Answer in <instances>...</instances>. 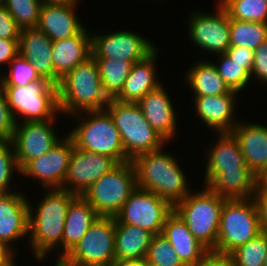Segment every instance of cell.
Wrapping results in <instances>:
<instances>
[{
    "label": "cell",
    "instance_id": "cell-19",
    "mask_svg": "<svg viewBox=\"0 0 267 266\" xmlns=\"http://www.w3.org/2000/svg\"><path fill=\"white\" fill-rule=\"evenodd\" d=\"M216 144L207 150L204 186H208L221 172L252 171L246 164L239 144L231 133H217Z\"/></svg>",
    "mask_w": 267,
    "mask_h": 266
},
{
    "label": "cell",
    "instance_id": "cell-17",
    "mask_svg": "<svg viewBox=\"0 0 267 266\" xmlns=\"http://www.w3.org/2000/svg\"><path fill=\"white\" fill-rule=\"evenodd\" d=\"M137 105L148 123L168 144L177 137L178 114L164 84L143 96Z\"/></svg>",
    "mask_w": 267,
    "mask_h": 266
},
{
    "label": "cell",
    "instance_id": "cell-11",
    "mask_svg": "<svg viewBox=\"0 0 267 266\" xmlns=\"http://www.w3.org/2000/svg\"><path fill=\"white\" fill-rule=\"evenodd\" d=\"M173 207L155 193L136 188L115 215V223L140 227L156 235L162 233L167 216Z\"/></svg>",
    "mask_w": 267,
    "mask_h": 266
},
{
    "label": "cell",
    "instance_id": "cell-9",
    "mask_svg": "<svg viewBox=\"0 0 267 266\" xmlns=\"http://www.w3.org/2000/svg\"><path fill=\"white\" fill-rule=\"evenodd\" d=\"M137 188L132 161L119 163L104 174L82 195L99 216L115 217L130 194Z\"/></svg>",
    "mask_w": 267,
    "mask_h": 266
},
{
    "label": "cell",
    "instance_id": "cell-34",
    "mask_svg": "<svg viewBox=\"0 0 267 266\" xmlns=\"http://www.w3.org/2000/svg\"><path fill=\"white\" fill-rule=\"evenodd\" d=\"M230 19L267 23V0H218Z\"/></svg>",
    "mask_w": 267,
    "mask_h": 266
},
{
    "label": "cell",
    "instance_id": "cell-14",
    "mask_svg": "<svg viewBox=\"0 0 267 266\" xmlns=\"http://www.w3.org/2000/svg\"><path fill=\"white\" fill-rule=\"evenodd\" d=\"M56 122V119H50L16 123L11 142L14 145L17 163L21 170L31 160L47 153L62 139L53 128Z\"/></svg>",
    "mask_w": 267,
    "mask_h": 266
},
{
    "label": "cell",
    "instance_id": "cell-47",
    "mask_svg": "<svg viewBox=\"0 0 267 266\" xmlns=\"http://www.w3.org/2000/svg\"><path fill=\"white\" fill-rule=\"evenodd\" d=\"M16 251L0 240V266H16Z\"/></svg>",
    "mask_w": 267,
    "mask_h": 266
},
{
    "label": "cell",
    "instance_id": "cell-29",
    "mask_svg": "<svg viewBox=\"0 0 267 266\" xmlns=\"http://www.w3.org/2000/svg\"><path fill=\"white\" fill-rule=\"evenodd\" d=\"M190 67L185 71L184 77L193 96H217L231 91L218 74L213 61L199 60Z\"/></svg>",
    "mask_w": 267,
    "mask_h": 266
},
{
    "label": "cell",
    "instance_id": "cell-24",
    "mask_svg": "<svg viewBox=\"0 0 267 266\" xmlns=\"http://www.w3.org/2000/svg\"><path fill=\"white\" fill-rule=\"evenodd\" d=\"M162 234L186 266L195 265L210 252L193 236L174 210L167 216Z\"/></svg>",
    "mask_w": 267,
    "mask_h": 266
},
{
    "label": "cell",
    "instance_id": "cell-41",
    "mask_svg": "<svg viewBox=\"0 0 267 266\" xmlns=\"http://www.w3.org/2000/svg\"><path fill=\"white\" fill-rule=\"evenodd\" d=\"M260 80L261 86L267 84V41L254 50L253 68L250 78ZM266 83V84H265Z\"/></svg>",
    "mask_w": 267,
    "mask_h": 266
},
{
    "label": "cell",
    "instance_id": "cell-44",
    "mask_svg": "<svg viewBox=\"0 0 267 266\" xmlns=\"http://www.w3.org/2000/svg\"><path fill=\"white\" fill-rule=\"evenodd\" d=\"M19 39L0 38V67L9 63L19 54ZM2 65V66H1Z\"/></svg>",
    "mask_w": 267,
    "mask_h": 266
},
{
    "label": "cell",
    "instance_id": "cell-37",
    "mask_svg": "<svg viewBox=\"0 0 267 266\" xmlns=\"http://www.w3.org/2000/svg\"><path fill=\"white\" fill-rule=\"evenodd\" d=\"M145 261L154 266H186L162 233L153 236Z\"/></svg>",
    "mask_w": 267,
    "mask_h": 266
},
{
    "label": "cell",
    "instance_id": "cell-49",
    "mask_svg": "<svg viewBox=\"0 0 267 266\" xmlns=\"http://www.w3.org/2000/svg\"><path fill=\"white\" fill-rule=\"evenodd\" d=\"M256 186L264 192H267V168L262 170L256 178Z\"/></svg>",
    "mask_w": 267,
    "mask_h": 266
},
{
    "label": "cell",
    "instance_id": "cell-13",
    "mask_svg": "<svg viewBox=\"0 0 267 266\" xmlns=\"http://www.w3.org/2000/svg\"><path fill=\"white\" fill-rule=\"evenodd\" d=\"M156 49L157 46L146 37L126 29L109 34L91 33L94 58L122 59L133 64L145 60Z\"/></svg>",
    "mask_w": 267,
    "mask_h": 266
},
{
    "label": "cell",
    "instance_id": "cell-39",
    "mask_svg": "<svg viewBox=\"0 0 267 266\" xmlns=\"http://www.w3.org/2000/svg\"><path fill=\"white\" fill-rule=\"evenodd\" d=\"M3 76L4 86H26L41 79L32 63L19 54L9 63V73Z\"/></svg>",
    "mask_w": 267,
    "mask_h": 266
},
{
    "label": "cell",
    "instance_id": "cell-53",
    "mask_svg": "<svg viewBox=\"0 0 267 266\" xmlns=\"http://www.w3.org/2000/svg\"><path fill=\"white\" fill-rule=\"evenodd\" d=\"M264 266H267V254H266V256H265Z\"/></svg>",
    "mask_w": 267,
    "mask_h": 266
},
{
    "label": "cell",
    "instance_id": "cell-51",
    "mask_svg": "<svg viewBox=\"0 0 267 266\" xmlns=\"http://www.w3.org/2000/svg\"><path fill=\"white\" fill-rule=\"evenodd\" d=\"M3 72L0 74V92L4 89V76L2 75Z\"/></svg>",
    "mask_w": 267,
    "mask_h": 266
},
{
    "label": "cell",
    "instance_id": "cell-1",
    "mask_svg": "<svg viewBox=\"0 0 267 266\" xmlns=\"http://www.w3.org/2000/svg\"><path fill=\"white\" fill-rule=\"evenodd\" d=\"M38 205L29 202L28 246L38 262L47 259L49 253L59 248L62 260V237L70 203L77 197L62 188L46 189Z\"/></svg>",
    "mask_w": 267,
    "mask_h": 266
},
{
    "label": "cell",
    "instance_id": "cell-33",
    "mask_svg": "<svg viewBox=\"0 0 267 266\" xmlns=\"http://www.w3.org/2000/svg\"><path fill=\"white\" fill-rule=\"evenodd\" d=\"M267 254V232L262 231L244 245L237 247L228 257L232 266H264Z\"/></svg>",
    "mask_w": 267,
    "mask_h": 266
},
{
    "label": "cell",
    "instance_id": "cell-42",
    "mask_svg": "<svg viewBox=\"0 0 267 266\" xmlns=\"http://www.w3.org/2000/svg\"><path fill=\"white\" fill-rule=\"evenodd\" d=\"M21 30L9 11L0 3V38L19 39Z\"/></svg>",
    "mask_w": 267,
    "mask_h": 266
},
{
    "label": "cell",
    "instance_id": "cell-20",
    "mask_svg": "<svg viewBox=\"0 0 267 266\" xmlns=\"http://www.w3.org/2000/svg\"><path fill=\"white\" fill-rule=\"evenodd\" d=\"M18 191L0 193V240L11 242L28 236L29 198Z\"/></svg>",
    "mask_w": 267,
    "mask_h": 266
},
{
    "label": "cell",
    "instance_id": "cell-52",
    "mask_svg": "<svg viewBox=\"0 0 267 266\" xmlns=\"http://www.w3.org/2000/svg\"><path fill=\"white\" fill-rule=\"evenodd\" d=\"M53 266H67L62 260H56L55 265Z\"/></svg>",
    "mask_w": 267,
    "mask_h": 266
},
{
    "label": "cell",
    "instance_id": "cell-26",
    "mask_svg": "<svg viewBox=\"0 0 267 266\" xmlns=\"http://www.w3.org/2000/svg\"><path fill=\"white\" fill-rule=\"evenodd\" d=\"M90 56H92L91 34L85 27L77 35L64 40L53 41L54 72L60 78Z\"/></svg>",
    "mask_w": 267,
    "mask_h": 266
},
{
    "label": "cell",
    "instance_id": "cell-40",
    "mask_svg": "<svg viewBox=\"0 0 267 266\" xmlns=\"http://www.w3.org/2000/svg\"><path fill=\"white\" fill-rule=\"evenodd\" d=\"M15 128L16 121L3 90L0 92V141H11Z\"/></svg>",
    "mask_w": 267,
    "mask_h": 266
},
{
    "label": "cell",
    "instance_id": "cell-54",
    "mask_svg": "<svg viewBox=\"0 0 267 266\" xmlns=\"http://www.w3.org/2000/svg\"><path fill=\"white\" fill-rule=\"evenodd\" d=\"M145 266H154V265H152V264H150V263L145 261Z\"/></svg>",
    "mask_w": 267,
    "mask_h": 266
},
{
    "label": "cell",
    "instance_id": "cell-16",
    "mask_svg": "<svg viewBox=\"0 0 267 266\" xmlns=\"http://www.w3.org/2000/svg\"><path fill=\"white\" fill-rule=\"evenodd\" d=\"M47 153L31 160L21 176L41 181L42 189L62 188L69 167L74 142L67 134Z\"/></svg>",
    "mask_w": 267,
    "mask_h": 266
},
{
    "label": "cell",
    "instance_id": "cell-43",
    "mask_svg": "<svg viewBox=\"0 0 267 266\" xmlns=\"http://www.w3.org/2000/svg\"><path fill=\"white\" fill-rule=\"evenodd\" d=\"M226 54L233 61L243 65V69H245L251 75L254 60V50L246 47L230 46V48L226 51Z\"/></svg>",
    "mask_w": 267,
    "mask_h": 266
},
{
    "label": "cell",
    "instance_id": "cell-5",
    "mask_svg": "<svg viewBox=\"0 0 267 266\" xmlns=\"http://www.w3.org/2000/svg\"><path fill=\"white\" fill-rule=\"evenodd\" d=\"M203 187L199 191H191L173 210L193 236L212 252L217 245L221 211L226 198Z\"/></svg>",
    "mask_w": 267,
    "mask_h": 266
},
{
    "label": "cell",
    "instance_id": "cell-2",
    "mask_svg": "<svg viewBox=\"0 0 267 266\" xmlns=\"http://www.w3.org/2000/svg\"><path fill=\"white\" fill-rule=\"evenodd\" d=\"M165 150L163 147L139 155L132 162L136 170L137 188L155 193L174 207L192 188L175 155Z\"/></svg>",
    "mask_w": 267,
    "mask_h": 266
},
{
    "label": "cell",
    "instance_id": "cell-4",
    "mask_svg": "<svg viewBox=\"0 0 267 266\" xmlns=\"http://www.w3.org/2000/svg\"><path fill=\"white\" fill-rule=\"evenodd\" d=\"M77 126L68 135L78 149L114 158L118 163L130 161L122 146V140L114 120L105 110L83 111L72 114Z\"/></svg>",
    "mask_w": 267,
    "mask_h": 266
},
{
    "label": "cell",
    "instance_id": "cell-27",
    "mask_svg": "<svg viewBox=\"0 0 267 266\" xmlns=\"http://www.w3.org/2000/svg\"><path fill=\"white\" fill-rule=\"evenodd\" d=\"M99 217L95 209L82 196H77L70 203L62 237V259L76 247Z\"/></svg>",
    "mask_w": 267,
    "mask_h": 266
},
{
    "label": "cell",
    "instance_id": "cell-8",
    "mask_svg": "<svg viewBox=\"0 0 267 266\" xmlns=\"http://www.w3.org/2000/svg\"><path fill=\"white\" fill-rule=\"evenodd\" d=\"M3 90L16 123L57 119L61 115L57 85L46 78L26 86H4ZM18 118H23L22 122Z\"/></svg>",
    "mask_w": 267,
    "mask_h": 266
},
{
    "label": "cell",
    "instance_id": "cell-45",
    "mask_svg": "<svg viewBox=\"0 0 267 266\" xmlns=\"http://www.w3.org/2000/svg\"><path fill=\"white\" fill-rule=\"evenodd\" d=\"M253 200L258 211L262 230L267 232V192L261 191L257 186L253 194Z\"/></svg>",
    "mask_w": 267,
    "mask_h": 266
},
{
    "label": "cell",
    "instance_id": "cell-22",
    "mask_svg": "<svg viewBox=\"0 0 267 266\" xmlns=\"http://www.w3.org/2000/svg\"><path fill=\"white\" fill-rule=\"evenodd\" d=\"M78 4H42L36 28L52 41L77 35L85 25L76 12Z\"/></svg>",
    "mask_w": 267,
    "mask_h": 266
},
{
    "label": "cell",
    "instance_id": "cell-25",
    "mask_svg": "<svg viewBox=\"0 0 267 266\" xmlns=\"http://www.w3.org/2000/svg\"><path fill=\"white\" fill-rule=\"evenodd\" d=\"M158 50L159 48L145 60L133 63L121 92L114 99L124 103H138L143 96L162 84L157 78L155 63Z\"/></svg>",
    "mask_w": 267,
    "mask_h": 266
},
{
    "label": "cell",
    "instance_id": "cell-7",
    "mask_svg": "<svg viewBox=\"0 0 267 266\" xmlns=\"http://www.w3.org/2000/svg\"><path fill=\"white\" fill-rule=\"evenodd\" d=\"M262 231L253 198L226 199L221 211L217 245L212 253L228 256Z\"/></svg>",
    "mask_w": 267,
    "mask_h": 266
},
{
    "label": "cell",
    "instance_id": "cell-32",
    "mask_svg": "<svg viewBox=\"0 0 267 266\" xmlns=\"http://www.w3.org/2000/svg\"><path fill=\"white\" fill-rule=\"evenodd\" d=\"M267 41V23L230 19V45L256 50Z\"/></svg>",
    "mask_w": 267,
    "mask_h": 266
},
{
    "label": "cell",
    "instance_id": "cell-28",
    "mask_svg": "<svg viewBox=\"0 0 267 266\" xmlns=\"http://www.w3.org/2000/svg\"><path fill=\"white\" fill-rule=\"evenodd\" d=\"M153 236L140 227L115 223V259L145 260Z\"/></svg>",
    "mask_w": 267,
    "mask_h": 266
},
{
    "label": "cell",
    "instance_id": "cell-10",
    "mask_svg": "<svg viewBox=\"0 0 267 266\" xmlns=\"http://www.w3.org/2000/svg\"><path fill=\"white\" fill-rule=\"evenodd\" d=\"M115 260V218L100 216L62 261L67 266H110Z\"/></svg>",
    "mask_w": 267,
    "mask_h": 266
},
{
    "label": "cell",
    "instance_id": "cell-50",
    "mask_svg": "<svg viewBox=\"0 0 267 266\" xmlns=\"http://www.w3.org/2000/svg\"><path fill=\"white\" fill-rule=\"evenodd\" d=\"M80 1V0H79ZM78 0H41L42 4H79Z\"/></svg>",
    "mask_w": 267,
    "mask_h": 266
},
{
    "label": "cell",
    "instance_id": "cell-15",
    "mask_svg": "<svg viewBox=\"0 0 267 266\" xmlns=\"http://www.w3.org/2000/svg\"><path fill=\"white\" fill-rule=\"evenodd\" d=\"M118 164L112 157L74 146L62 189L82 196L95 181Z\"/></svg>",
    "mask_w": 267,
    "mask_h": 266
},
{
    "label": "cell",
    "instance_id": "cell-18",
    "mask_svg": "<svg viewBox=\"0 0 267 266\" xmlns=\"http://www.w3.org/2000/svg\"><path fill=\"white\" fill-rule=\"evenodd\" d=\"M236 91L224 95L194 96L196 116L203 125L216 133H230L239 122L234 115L236 112Z\"/></svg>",
    "mask_w": 267,
    "mask_h": 266
},
{
    "label": "cell",
    "instance_id": "cell-48",
    "mask_svg": "<svg viewBox=\"0 0 267 266\" xmlns=\"http://www.w3.org/2000/svg\"><path fill=\"white\" fill-rule=\"evenodd\" d=\"M110 266H145V260L115 259Z\"/></svg>",
    "mask_w": 267,
    "mask_h": 266
},
{
    "label": "cell",
    "instance_id": "cell-35",
    "mask_svg": "<svg viewBox=\"0 0 267 266\" xmlns=\"http://www.w3.org/2000/svg\"><path fill=\"white\" fill-rule=\"evenodd\" d=\"M216 56L219 63H214V65L229 89L238 93L244 88L246 89L251 78L250 74L243 69V65L233 61L226 53Z\"/></svg>",
    "mask_w": 267,
    "mask_h": 266
},
{
    "label": "cell",
    "instance_id": "cell-3",
    "mask_svg": "<svg viewBox=\"0 0 267 266\" xmlns=\"http://www.w3.org/2000/svg\"><path fill=\"white\" fill-rule=\"evenodd\" d=\"M57 92L59 111L67 117L83 111L105 110L110 101L93 56L65 74L57 85Z\"/></svg>",
    "mask_w": 267,
    "mask_h": 266
},
{
    "label": "cell",
    "instance_id": "cell-31",
    "mask_svg": "<svg viewBox=\"0 0 267 266\" xmlns=\"http://www.w3.org/2000/svg\"><path fill=\"white\" fill-rule=\"evenodd\" d=\"M95 60L104 92L109 99H114L121 92L133 64L122 59L95 58Z\"/></svg>",
    "mask_w": 267,
    "mask_h": 266
},
{
    "label": "cell",
    "instance_id": "cell-30",
    "mask_svg": "<svg viewBox=\"0 0 267 266\" xmlns=\"http://www.w3.org/2000/svg\"><path fill=\"white\" fill-rule=\"evenodd\" d=\"M256 178L253 171H224L207 187L226 199H248L255 192Z\"/></svg>",
    "mask_w": 267,
    "mask_h": 266
},
{
    "label": "cell",
    "instance_id": "cell-23",
    "mask_svg": "<svg viewBox=\"0 0 267 266\" xmlns=\"http://www.w3.org/2000/svg\"><path fill=\"white\" fill-rule=\"evenodd\" d=\"M237 140L245 164L257 176L267 168V125L239 120L230 132Z\"/></svg>",
    "mask_w": 267,
    "mask_h": 266
},
{
    "label": "cell",
    "instance_id": "cell-21",
    "mask_svg": "<svg viewBox=\"0 0 267 266\" xmlns=\"http://www.w3.org/2000/svg\"><path fill=\"white\" fill-rule=\"evenodd\" d=\"M18 45L19 55L32 63L38 75L58 85L61 78L54 72L53 41L37 28H25L21 30Z\"/></svg>",
    "mask_w": 267,
    "mask_h": 266
},
{
    "label": "cell",
    "instance_id": "cell-38",
    "mask_svg": "<svg viewBox=\"0 0 267 266\" xmlns=\"http://www.w3.org/2000/svg\"><path fill=\"white\" fill-rule=\"evenodd\" d=\"M17 171V172H16ZM14 173L21 175L14 145L11 141H0V193L14 192L10 187Z\"/></svg>",
    "mask_w": 267,
    "mask_h": 266
},
{
    "label": "cell",
    "instance_id": "cell-12",
    "mask_svg": "<svg viewBox=\"0 0 267 266\" xmlns=\"http://www.w3.org/2000/svg\"><path fill=\"white\" fill-rule=\"evenodd\" d=\"M215 12L195 10L187 17L188 36L200 51L215 55L226 53L230 48V18L218 3ZM213 52V53H212Z\"/></svg>",
    "mask_w": 267,
    "mask_h": 266
},
{
    "label": "cell",
    "instance_id": "cell-46",
    "mask_svg": "<svg viewBox=\"0 0 267 266\" xmlns=\"http://www.w3.org/2000/svg\"><path fill=\"white\" fill-rule=\"evenodd\" d=\"M193 266H232V264L228 256L209 252L202 260Z\"/></svg>",
    "mask_w": 267,
    "mask_h": 266
},
{
    "label": "cell",
    "instance_id": "cell-36",
    "mask_svg": "<svg viewBox=\"0 0 267 266\" xmlns=\"http://www.w3.org/2000/svg\"><path fill=\"white\" fill-rule=\"evenodd\" d=\"M2 4L21 29L36 28L41 0H3Z\"/></svg>",
    "mask_w": 267,
    "mask_h": 266
},
{
    "label": "cell",
    "instance_id": "cell-6",
    "mask_svg": "<svg viewBox=\"0 0 267 266\" xmlns=\"http://www.w3.org/2000/svg\"><path fill=\"white\" fill-rule=\"evenodd\" d=\"M106 110L118 129L126 157L133 161L137 156L169 145L148 123L137 103H124L110 99Z\"/></svg>",
    "mask_w": 267,
    "mask_h": 266
}]
</instances>
